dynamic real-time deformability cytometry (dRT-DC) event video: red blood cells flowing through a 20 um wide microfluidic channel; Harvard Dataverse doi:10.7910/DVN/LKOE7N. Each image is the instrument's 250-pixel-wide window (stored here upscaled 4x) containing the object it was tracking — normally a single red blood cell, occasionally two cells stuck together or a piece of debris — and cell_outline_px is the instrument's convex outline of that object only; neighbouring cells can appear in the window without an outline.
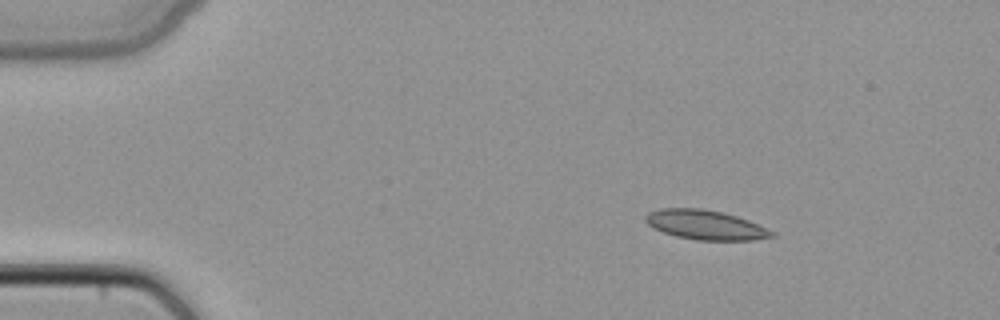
{"species": "common noctule bat (a hibernating species)", "species_latin": "Nyctalus noctula", "temperature_condition": "cold", "stored_images_in_passage": 42, "camera_frame_rate_fps": 3000, "um_per_image_px": 0.085, "animal": {"sex": "female", "body_mass_g": 22.7, "forearm_length_mm": 54.2}, "frame": {"image": 1, "passage_image": 1, "time_ms": 0.0, "image_size_px": [1000, 320], "cell_outline_px": [[776, 236], [752, 240], [696, 240], [676, 236], [652, 228], [644, 220], [644, 216], [648, 212], [660, 208], [700, 208], [724, 212], [748, 220], [776, 232]], "centroid_in_image_um": [59.95, 19.11], "position_along_channel_um": 25.0, "area_um2": 21.85}}
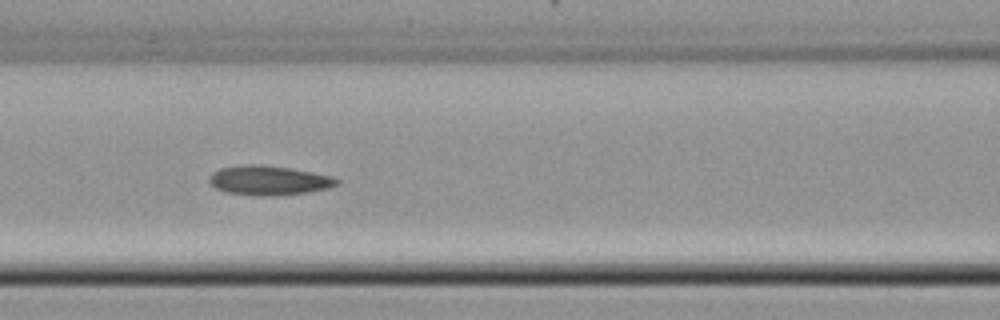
{"frame": {"image": 2, "passage_image": 15, "time_ms": 4.667, "image_size_px": [1000, 320], "cell_outline_px": [[340, 184], [328, 188], [308, 192], [272, 196], [260, 196], [228, 192], [216, 188], [208, 180], [208, 176], [212, 172], [220, 168], [240, 164], [264, 164], [312, 172], [332, 176], [340, 180]], "centroid_in_image_um": [22.85, 15.32], "position_along_channel_um": 143.8, "area_um2": 22.02}}
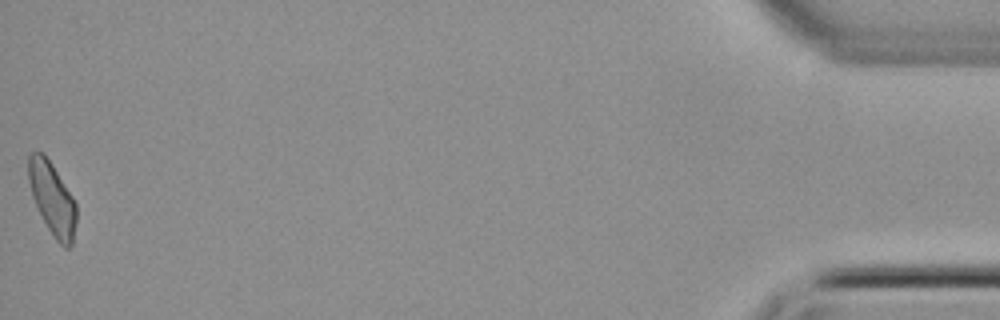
{"frame": {"image": 3, "passage_image": 42, "time_ms": 13.667, "image_size_px": [1000, 320], "cell_outline_px": [[76, 220], [72, 244], [68, 248], [64, 248], [56, 240], [48, 228], [32, 196], [28, 180], [28, 156], [32, 152], [44, 152], [52, 164], [72, 196], [76, 204]], "centroid_in_image_um": [4.44, 16.86], "position_along_channel_um": 430.8, "area_um2": 20.0}}